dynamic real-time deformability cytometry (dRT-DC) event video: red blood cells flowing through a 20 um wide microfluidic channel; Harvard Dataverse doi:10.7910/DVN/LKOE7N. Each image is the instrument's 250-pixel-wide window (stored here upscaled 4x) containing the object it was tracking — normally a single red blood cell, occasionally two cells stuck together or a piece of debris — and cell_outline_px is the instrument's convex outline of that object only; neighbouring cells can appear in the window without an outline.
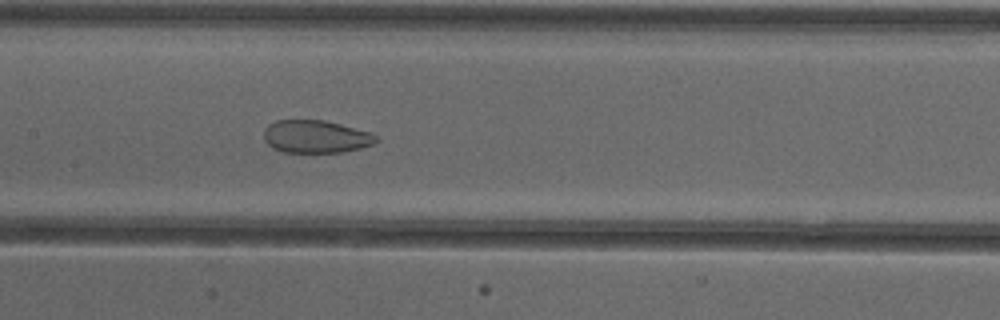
{"species": "common noctule bat (a hibernating species)", "species_latin": "Nyctalus noctula", "temperature_condition": "cold", "stored_images_in_passage": 37, "camera_frame_rate_fps": 3000, "um_per_image_px": 0.085, "animal": {"sex": "female"}, "frame": {"image": 1, "passage_image": 10, "time_ms": 3.0, "image_size_px": [1000, 320], "cell_outline_px": [[380, 140], [372, 144], [360, 148], [344, 152], [284, 152], [272, 148], [264, 140], [264, 128], [268, 124], [276, 120], [324, 120], [340, 124], [368, 132], [380, 136]], "centroid_in_image_um": [26.84, 11.61], "position_along_channel_um": 180.6, "area_um2": 21.5}}
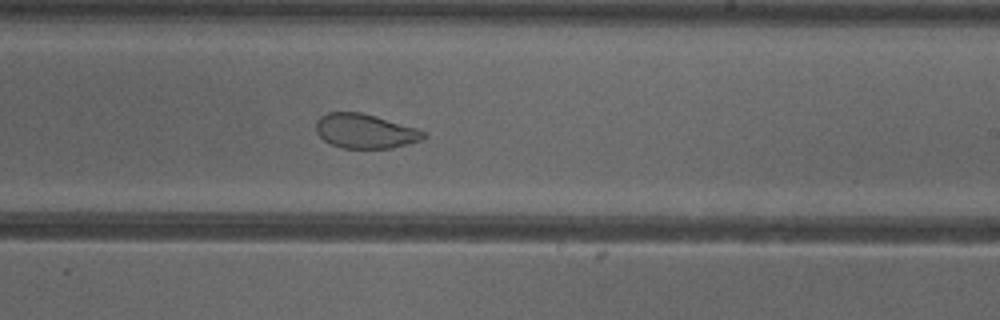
{"frame": {"image": 2, "passage_image": 16, "time_ms": 5.0, "image_size_px": [1000, 320], "cell_outline_px": [[428, 136], [420, 140], [392, 148], [340, 148], [324, 140], [316, 132], [316, 120], [320, 116], [328, 112], [360, 112], [376, 116], [416, 128], [424, 132]], "centroid_in_image_um": [31.01, 11.14], "position_along_channel_um": 258.0, "area_um2": 21.5}}
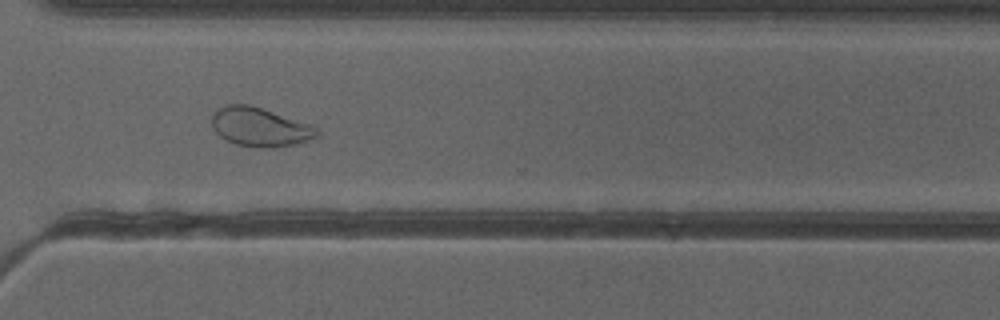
{"frame": {"image": 3, "passage_image": 23, "time_ms": 7.333, "image_size_px": [1000, 320], "cell_outline_px": [[320, 136], [292, 144], [272, 148], [256, 148], [236, 144], [220, 136], [212, 128], [212, 112], [216, 108], [228, 104], [248, 104], [312, 124], [320, 128]], "centroid_in_image_um": [22.1, 10.79], "position_along_channel_um": 348.5, "area_um2": 24.04}, "authors_computed_cell_mechanics": {"area_um2": 24.854, "velocity_mm_per_s": 3.8867, "shape_relaxation_time_tau1_ms": null, "shape_relaxation_time_tau2_ms": 1.1463, "deformation_change_tau1": null, "deformation_change_tau2": 0.0678}}